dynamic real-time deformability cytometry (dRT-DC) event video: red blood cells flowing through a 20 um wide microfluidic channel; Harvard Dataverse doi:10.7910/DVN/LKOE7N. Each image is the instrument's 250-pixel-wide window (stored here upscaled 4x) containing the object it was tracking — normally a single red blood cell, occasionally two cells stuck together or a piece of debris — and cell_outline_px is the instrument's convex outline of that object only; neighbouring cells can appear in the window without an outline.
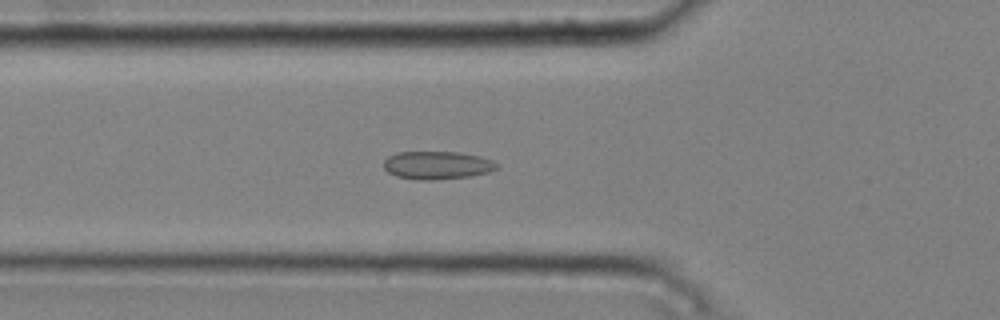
{"species": "common noctule bat (a hibernating species)", "species_latin": "Nyctalus noctula", "temperature_condition": "cold", "stored_images_in_passage": 52, "camera_frame_rate_fps": 3000, "um_per_image_px": 0.085, "animal": {"sex": "male", "body_mass_g": 20.4}, "frame": {"image": 1, "passage_image": 19, "time_ms": 6.0, "image_size_px": [1000, 320], "cell_outline_px": [[500, 168], [488, 172], [468, 176], [432, 180], [416, 180], [396, 176], [388, 172], [384, 168], [384, 160], [388, 156], [396, 152], [460, 152], [480, 156], [492, 160], [500, 164]], "centroid_in_image_um": [37.17, 14.04], "position_along_channel_um": 88.6, "area_um2": 18.61}}
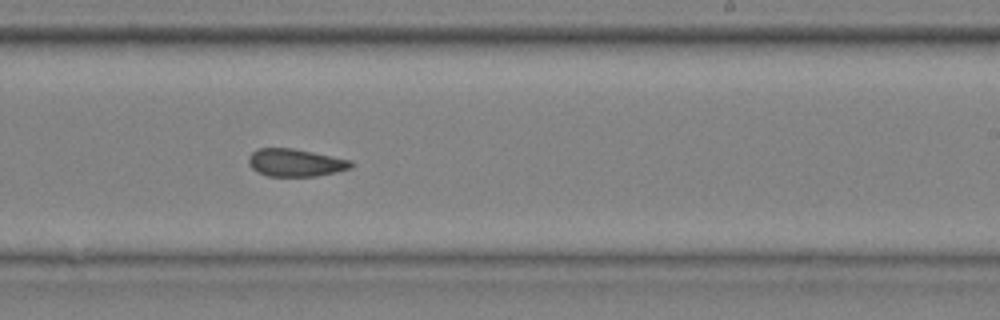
{"frame": {"image": 2, "passage_image": 33, "time_ms": 10.667, "image_size_px": [1000, 320], "cell_outline_px": [[352, 168], [336, 172], [316, 176], [268, 176], [256, 172], [248, 164], [248, 156], [252, 152], [260, 148], [292, 148], [352, 160]], "centroid_in_image_um": [25.09, 13.83], "position_along_channel_um": 263.9, "area_um2": 16.53}}
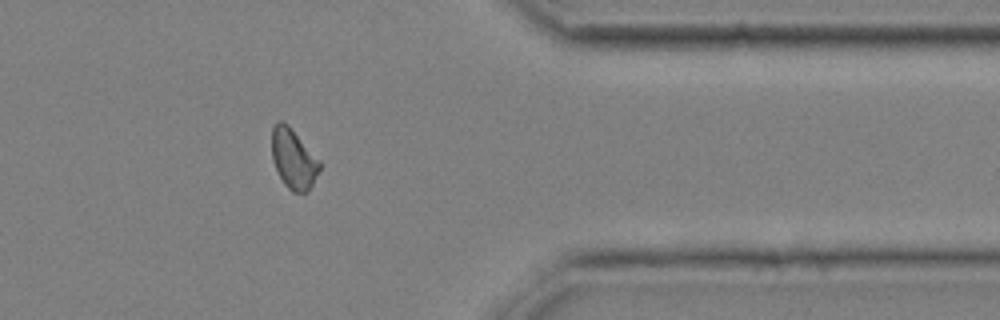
{"frame": {"image": 3, "passage_image": 44, "time_ms": 14.333, "image_size_px": [1000, 320], "cell_outline_px": [[324, 164], [308, 192], [292, 192], [284, 184], [272, 160], [272, 128], [276, 120], [284, 120], [288, 124]], "centroid_in_image_um": [24.97, 13.48], "position_along_channel_um": 386.4, "area_um2": 17.05}, "authors_computed_cell_mechanics": {"area_um2": 17.0799, "velocity_mm_per_s": 3.7565, "shape_relaxation_time_tau1_ms": null, "shape_relaxation_time_tau2_ms": 2.7774, "deformation_change_tau1": null, "deformation_change_tau2": 0.0889}}